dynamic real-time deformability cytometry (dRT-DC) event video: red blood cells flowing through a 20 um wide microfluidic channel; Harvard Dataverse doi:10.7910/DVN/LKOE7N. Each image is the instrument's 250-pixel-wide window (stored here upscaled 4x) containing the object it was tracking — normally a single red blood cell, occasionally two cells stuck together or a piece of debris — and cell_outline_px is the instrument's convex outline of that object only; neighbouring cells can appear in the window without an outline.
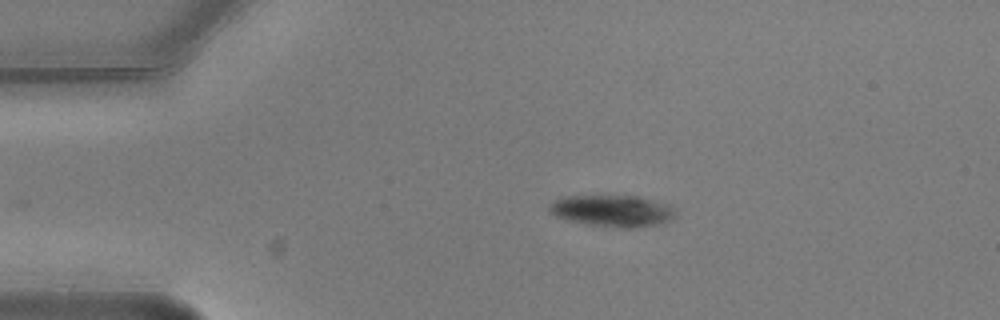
{"species": "common noctule bat (a hibernating species)", "species_latin": "Nyctalus noctula", "temperature_condition": "warm", "stored_images_in_passage": 11, "camera_frame_rate_fps": 3000, "um_per_image_px": 0.085, "animal": {"sex": "male", "body_mass_g": 20.5, "forearm_length_mm": 52.5}, "frame": {"image": 1, "passage_image": 1, "time_ms": 0.0, "image_size_px": [1000, 320], "cell_outline_px": [[676, 216], [672, 220], [660, 224], [628, 228], [616, 228], [588, 224], [568, 220], [556, 216], [548, 212], [548, 204], [564, 196], [640, 196], [656, 200], [668, 204], [676, 208]], "centroid_in_image_um": [52.1, 17.92], "position_along_channel_um": 32.9, "area_um2": 23.58}}
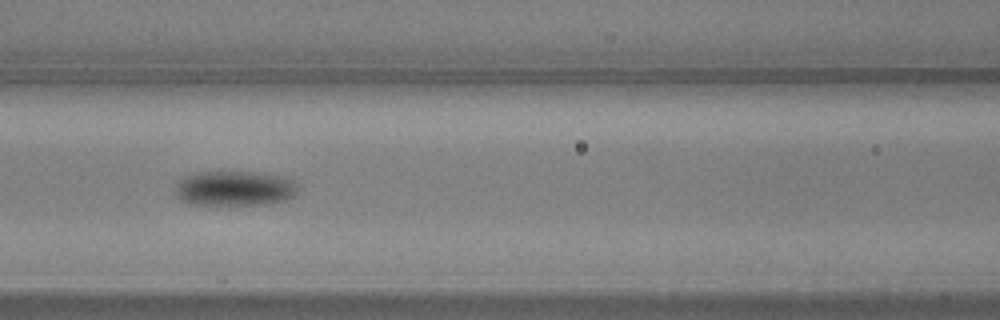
{"frame": {"image": 2, "passage_image": 4, "time_ms": 1.0, "image_size_px": [1000, 320], "cell_outline_px": [[296, 192], [292, 196], [284, 200], [268, 204], [188, 204], [180, 200], [176, 196], [176, 192], [180, 180], [184, 176], [200, 172], [256, 172], [284, 176], [292, 180], [296, 184]], "centroid_in_image_um": [19.94, 16.01], "position_along_channel_um": 146.7, "area_um2": 24.74}}
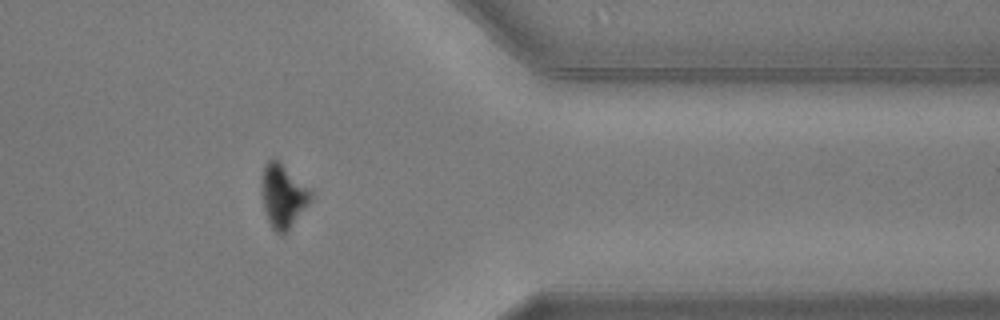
{"frame": {"image": 3, "passage_image": 10, "time_ms": 3.0, "image_size_px": [1000, 320], "cell_outline_px": [[312, 200], [284, 236], [280, 236], [272, 228], [268, 220], [264, 208], [260, 192], [260, 184], [264, 164], [272, 156], [276, 156], [312, 192]], "centroid_in_image_um": [24.02, 16.62], "position_along_channel_um": 387.4, "area_um2": 18.73}}